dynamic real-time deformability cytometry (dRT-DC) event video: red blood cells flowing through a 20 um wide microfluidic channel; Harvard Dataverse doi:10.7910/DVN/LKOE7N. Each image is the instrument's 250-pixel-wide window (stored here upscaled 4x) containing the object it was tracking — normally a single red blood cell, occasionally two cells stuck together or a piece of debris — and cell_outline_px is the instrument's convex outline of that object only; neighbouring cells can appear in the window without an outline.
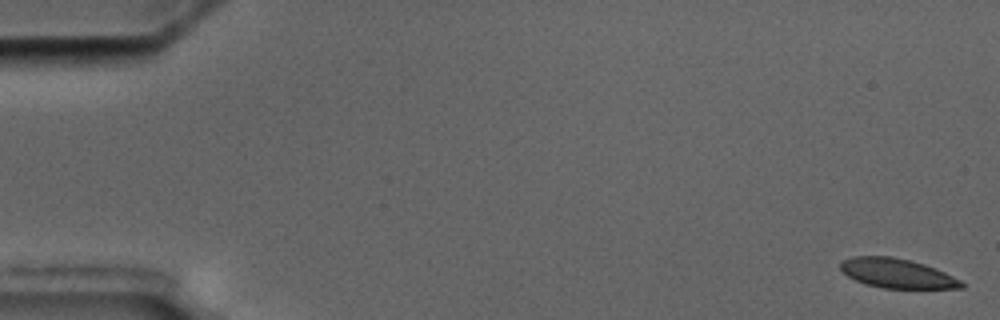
{"species": "common noctule bat (a hibernating species)", "species_latin": "Nyctalus noctula", "temperature_condition": "cold", "stored_images_in_passage": 6, "camera_frame_rate_fps": 3000, "um_per_image_px": 0.085, "animal": {"sex": "male", "body_mass_g": 17.5, "forearm_length_mm": 52.3}, "frame": {"image": 1, "passage_image": 1, "time_ms": 0.0, "image_size_px": [1000, 320], "cell_outline_px": [[964, 288], [884, 288], [864, 284], [848, 276], [840, 268], [840, 260], [852, 256], [892, 256], [912, 260], [936, 268], [960, 280], [964, 284]], "centroid_in_image_um": [76.22, 23.22], "position_along_channel_um": 8.8, "area_um2": 20.81}}
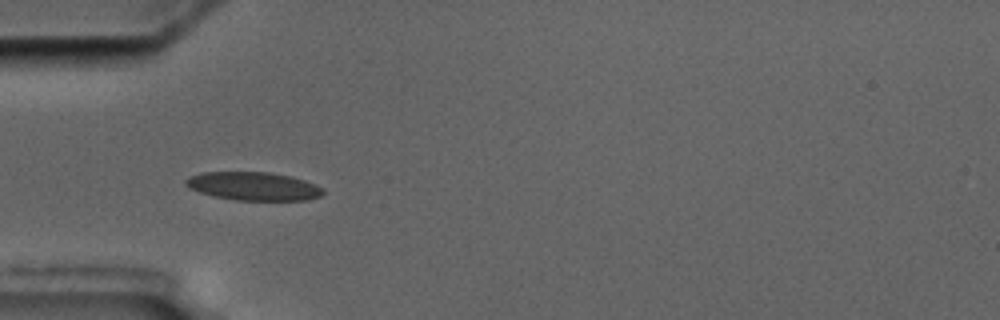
{"frame": {"image": 2, "passage_image": 5, "time_ms": 5.667, "image_size_px": [1000, 320], "cell_outline_px": [[324, 192], [320, 196], [308, 200], [236, 200], [212, 196], [188, 188], [184, 184], [184, 180], [188, 176], [200, 172], [268, 172], [288, 176], [304, 180], [316, 184], [324, 188]], "centroid_in_image_um": [21.5, 15.82], "position_along_channel_um": 63.5, "area_um2": 22.83}}